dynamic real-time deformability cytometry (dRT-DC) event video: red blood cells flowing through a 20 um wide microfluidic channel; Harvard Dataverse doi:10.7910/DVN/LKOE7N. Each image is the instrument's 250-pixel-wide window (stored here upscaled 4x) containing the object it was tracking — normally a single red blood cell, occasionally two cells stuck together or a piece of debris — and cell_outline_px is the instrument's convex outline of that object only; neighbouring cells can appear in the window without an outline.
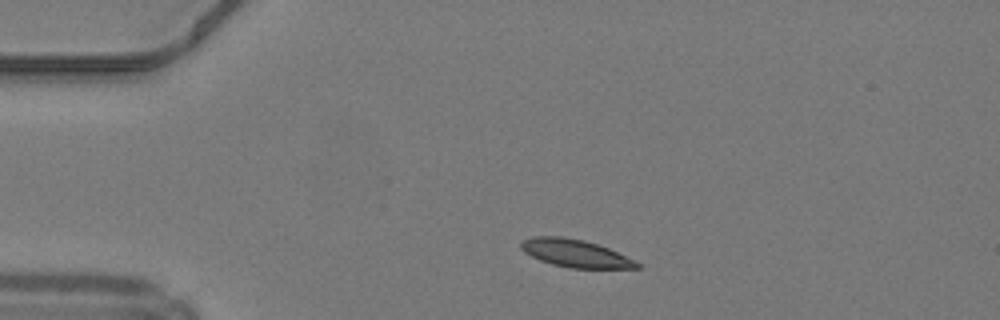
{"species": "common noctule bat (a hibernating species)", "species_latin": "Nyctalus noctula", "temperature_condition": "warm", "stored_images_in_passage": 43, "camera_frame_rate_fps": 3000, "um_per_image_px": 0.085, "animal": {"sex": "male", "body_mass_g": 19.2, "forearm_length_mm": 51.8}, "frame": {"image": 1, "passage_image": 5, "time_ms": 1.333, "image_size_px": [1000, 320], "cell_outline_px": [[640, 268], [568, 268], [552, 264], [540, 260], [524, 252], [520, 248], [520, 244], [524, 240], [532, 236], [564, 236], [584, 240], [608, 248], [636, 260], [640, 264]], "centroid_in_image_um": [48.9, 21.53], "position_along_channel_um": 36.1, "area_um2": 18.73}}
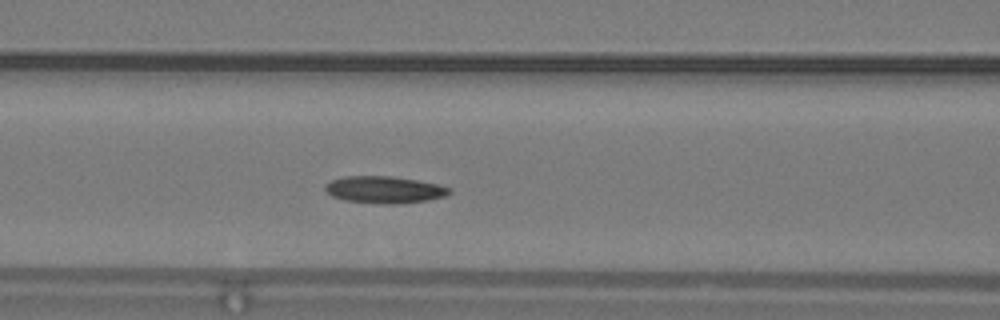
{"frame": {"image": 2, "passage_image": 15, "time_ms": 4.667, "image_size_px": [1000, 320], "cell_outline_px": [[452, 192], [444, 196], [428, 200], [400, 204], [380, 204], [344, 200], [332, 196], [324, 188], [324, 184], [328, 180], [344, 176], [392, 176], [440, 184], [452, 188]], "centroid_in_image_um": [32.67, 16.12], "position_along_channel_um": 133.9, "area_um2": 19.83}}
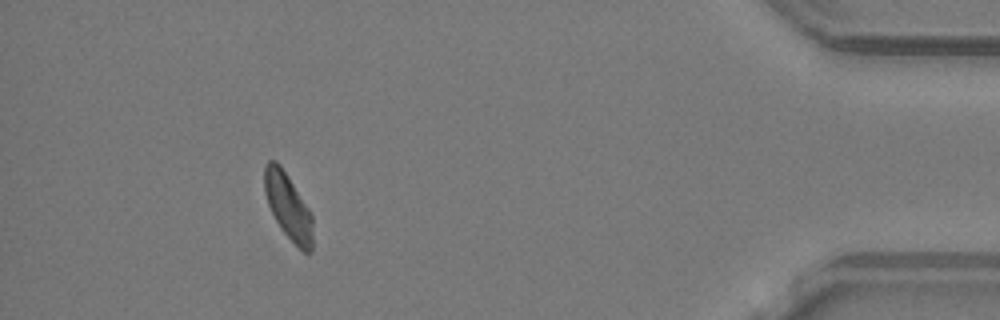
{"frame": {"image": 3, "passage_image": 39, "time_ms": 12.667, "image_size_px": [1000, 320], "cell_outline_px": [[312, 252], [304, 252], [280, 228], [268, 204], [264, 192], [264, 164], [268, 160], [276, 160], [280, 164], [308, 208], [312, 216]], "centroid_in_image_um": [24.46, 17.5], "position_along_channel_um": 410.7, "area_um2": 18.26}, "authors_computed_cell_mechanics": {"area_um2": 18.9584, "velocity_mm_per_s": 4.2074, "shape_relaxation_time_tau1_ms": 4.7011, "shape_relaxation_time_tau2_ms": 5.8792, "deformation_change_tau1": 0.1263, "deformation_change_tau2": 0.1213}}